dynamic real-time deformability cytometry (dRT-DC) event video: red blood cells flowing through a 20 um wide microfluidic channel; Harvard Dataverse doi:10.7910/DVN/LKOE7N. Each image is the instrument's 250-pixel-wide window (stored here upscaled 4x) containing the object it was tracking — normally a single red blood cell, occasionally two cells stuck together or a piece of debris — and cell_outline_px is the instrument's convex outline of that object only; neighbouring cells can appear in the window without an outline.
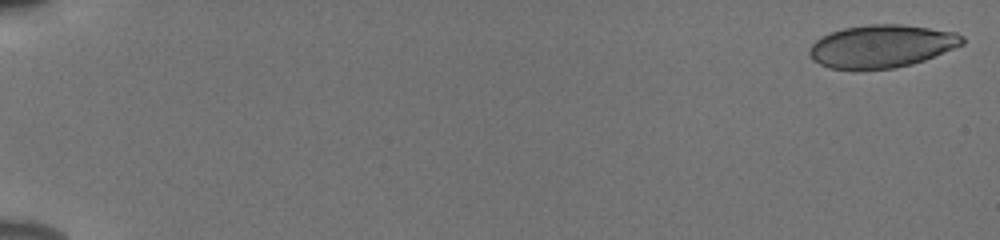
{"species": "human", "species_latin": "Homo sapiens", "temperature_condition": "cold", "stored_images_in_passage": 54, "camera_frame_rate_fps": 3000, "um_per_image_px": 0.085, "donor": {"sex": "male"}, "frame": {"image": 1, "passage_image": 1, "time_ms": 0.0, "image_size_px": [1000, 240], "cell_outline_px": [[964, 44], [924, 60], [912, 64], [892, 68], [828, 68], [812, 60], [808, 52], [812, 44], [816, 40], [832, 32], [844, 28], [868, 24], [900, 24], [956, 32], [964, 36]], "centroid_in_image_um": [74.95, 3.91], "position_along_channel_um": 10.0, "area_um2": 37.69}}
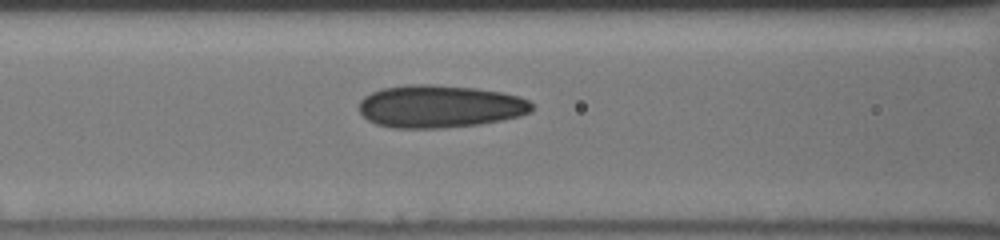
{"frame": {"image": 2, "passage_image": 25, "time_ms": 8.0, "image_size_px": [1000, 240], "cell_outline_px": [[532, 112], [520, 116], [480, 124], [444, 128], [392, 128], [376, 124], [368, 120], [360, 112], [360, 100], [364, 96], [380, 88], [408, 84], [428, 84], [476, 88], [500, 92], [520, 96], [528, 100], [532, 104]], "centroid_in_image_um": [37.37, 9.04], "position_along_channel_um": 129.2, "area_um2": 43.12}}
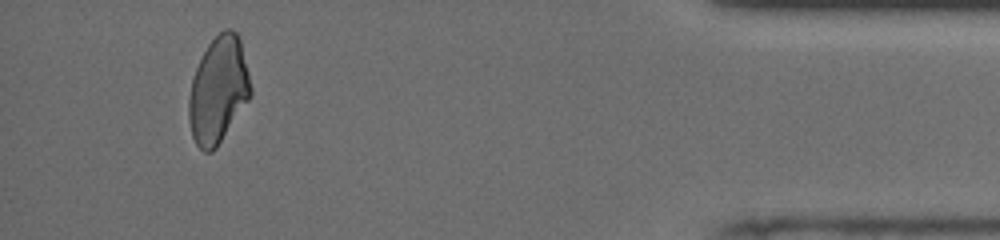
{"frame": {"image": 3, "passage_image": 51, "time_ms": 16.667, "image_size_px": [1000, 240], "cell_outline_px": [[252, 96], [216, 148], [212, 152], [204, 152], [196, 144], [192, 136], [188, 120], [188, 100], [192, 80], [196, 68], [208, 44], [224, 28], [232, 28], [236, 32], [240, 40], [252, 88]], "centroid_in_image_um": [18.56, 7.67], "position_along_channel_um": 416.6, "area_um2": 38.32}, "authors_computed_cell_mechanics": {"area_um2": 39.5641, "velocity_mm_per_s": 3.8969, "shape_relaxation_time_tau1_ms": null, "shape_relaxation_time_tau2_ms": 2.396, "deformation_change_tau1": null, "deformation_change_tau2": 0.0856}}